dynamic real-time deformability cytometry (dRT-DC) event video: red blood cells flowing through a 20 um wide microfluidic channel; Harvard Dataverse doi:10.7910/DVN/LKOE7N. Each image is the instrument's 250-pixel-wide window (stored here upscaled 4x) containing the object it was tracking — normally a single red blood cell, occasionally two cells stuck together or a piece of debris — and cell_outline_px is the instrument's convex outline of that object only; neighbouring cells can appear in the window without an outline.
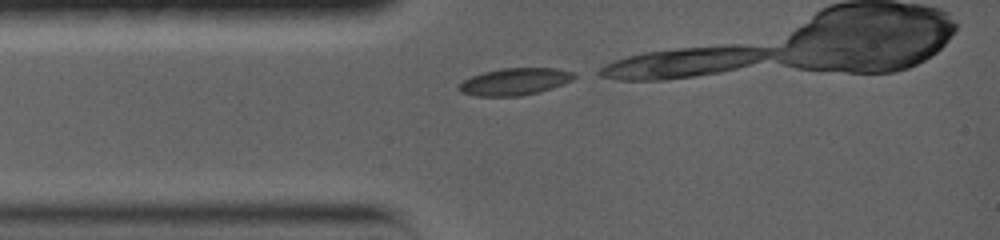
{"species": "common noctule bat (a hibernating species)", "species_latin": "Nyctalus noctula", "temperature_condition": "warm", "stored_images_in_passage": 34, "camera_frame_rate_fps": 5000, "um_per_image_px": 0.085, "animal": {"sex": "female", "body_mass_g": 19.0, "forearm_length_mm": 56.7}, "frame": {"image": 1, "passage_image": 1, "time_ms": 0.0, "image_size_px": [1000, 240], "cell_outline_px": [[576, 76], [572, 80], [552, 88], [520, 96], [476, 96], [460, 92], [456, 88], [464, 80], [472, 76], [484, 72], [504, 68], [556, 68], [576, 72]], "centroid_in_image_um": [43.76, 6.93], "position_along_channel_um": 41.2, "area_um2": 18.09}}